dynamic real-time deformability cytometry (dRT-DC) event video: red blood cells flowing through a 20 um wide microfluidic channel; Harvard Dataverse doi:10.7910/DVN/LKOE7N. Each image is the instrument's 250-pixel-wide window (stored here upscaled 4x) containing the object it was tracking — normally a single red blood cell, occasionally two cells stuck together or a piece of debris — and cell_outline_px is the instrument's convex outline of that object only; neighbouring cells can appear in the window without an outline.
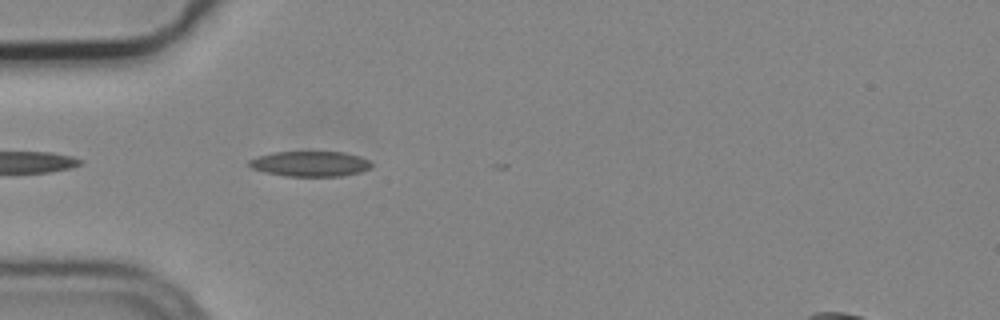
{"species": "common noctule bat (a hibernating species)", "species_latin": "Nyctalus noctula", "temperature_condition": "cold", "stored_images_in_passage": 4, "camera_frame_rate_fps": 3000, "um_per_image_px": 0.085, "animal": {"sex": "male", "body_mass_g": 19.2, "forearm_length_mm": 51.8}, "frame": {"image": 1, "passage_image": 4, "time_ms": 1.0, "image_size_px": [1000, 320], "cell_outline_px": [[372, 168], [360, 172], [340, 176], [288, 176], [264, 172], [252, 168], [248, 164], [248, 160], [260, 156], [276, 152], [344, 152], [360, 156], [368, 160], [372, 164]], "centroid_in_image_um": [26.39, 13.92], "position_along_channel_um": 58.6, "area_um2": 17.92}}